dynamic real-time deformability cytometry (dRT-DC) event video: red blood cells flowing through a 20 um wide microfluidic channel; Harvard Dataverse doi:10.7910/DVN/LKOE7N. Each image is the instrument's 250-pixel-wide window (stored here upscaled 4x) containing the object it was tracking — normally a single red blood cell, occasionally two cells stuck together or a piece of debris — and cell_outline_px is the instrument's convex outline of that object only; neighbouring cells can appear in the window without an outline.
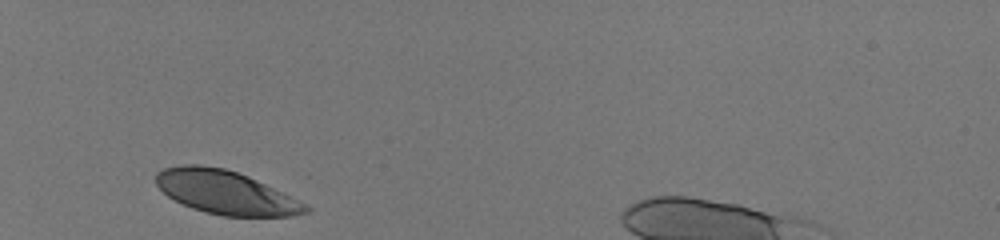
{"species": "human", "species_latin": "Homo sapiens", "temperature_condition": "room temperature", "stored_images_in_passage": 29, "camera_frame_rate_fps": 3000, "um_per_image_px": 0.085, "donor": {"sex": "male"}, "frame": {"image": 1, "passage_image": 1, "time_ms": 0.0, "image_size_px": [1000, 240], "cell_outline_px": [[312, 208], [308, 212], [292, 216], [224, 216], [204, 212], [192, 208], [168, 196], [156, 184], [156, 172], [164, 168], [180, 164], [200, 164], [224, 168], [248, 176], [308, 204]], "centroid_in_image_um": [19.19, 16.35], "position_along_channel_um": 65.8, "area_um2": 37.92}}
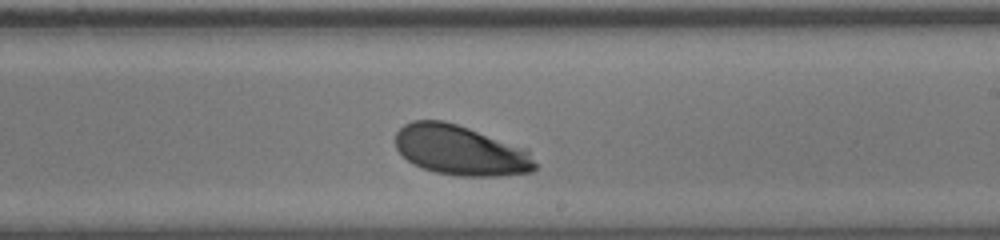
{"frame": {"image": 2, "passage_image": 17, "time_ms": 5.333, "image_size_px": [1000, 240], "cell_outline_px": [[536, 168], [532, 172], [500, 176], [460, 176], [436, 172], [424, 168], [408, 160], [396, 148], [396, 132], [404, 124], [412, 120], [444, 120], [528, 148], [536, 164]], "centroid_in_image_um": [39.18, 12.77], "position_along_channel_um": 249.8, "area_um2": 40.69}}
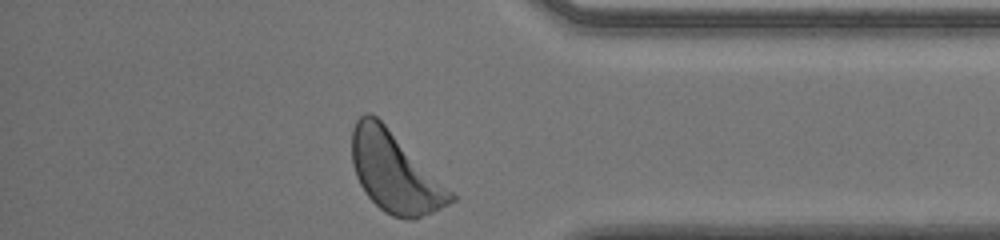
{"frame": {"image": 3, "passage_image": 29, "time_ms": 9.333, "image_size_px": [1000, 240], "cell_outline_px": [[456, 200], [432, 212], [412, 220], [404, 220], [392, 216], [384, 212], [364, 192], [356, 176], [352, 164], [352, 128], [356, 120], [364, 112], [372, 112], [456, 196]], "centroid_in_image_um": [33.51, 14.65], "position_along_channel_um": 401.7, "area_um2": 45.43}, "authors_computed_cell_mechanics": {"area_um2": 40.5756, "velocity_mm_per_s": 3.9409, "shape_relaxation_time_tau1_ms": 1.618, "shape_relaxation_time_tau2_ms": null, "deformation_change_tau1": 0.1013, "deformation_change_tau2": null}}